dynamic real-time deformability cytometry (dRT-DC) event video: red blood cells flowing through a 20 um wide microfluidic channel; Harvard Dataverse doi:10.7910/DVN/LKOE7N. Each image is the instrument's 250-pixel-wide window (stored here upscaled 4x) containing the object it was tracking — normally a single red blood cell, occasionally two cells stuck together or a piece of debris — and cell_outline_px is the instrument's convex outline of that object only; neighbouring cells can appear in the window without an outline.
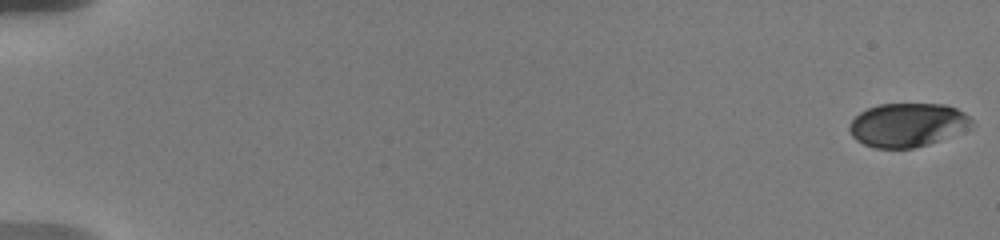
{"species": "human", "species_latin": "Homo sapiens", "temperature_condition": "warm", "stored_images_in_passage": 75, "camera_frame_rate_fps": 3000, "um_per_image_px": 0.085, "donor": {"sex": "male"}, "frame": {"image": 1, "passage_image": 1, "time_ms": 0.0, "image_size_px": [1000, 240], "cell_outline_px": [[972, 124], [928, 144], [912, 148], [876, 148], [864, 144], [856, 140], [852, 136], [848, 128], [848, 124], [860, 112], [868, 108], [880, 104], [944, 104], [956, 108], [964, 112], [972, 120]], "centroid_in_image_um": [77.05, 10.6], "position_along_channel_um": 8.0, "area_um2": 30.52}}
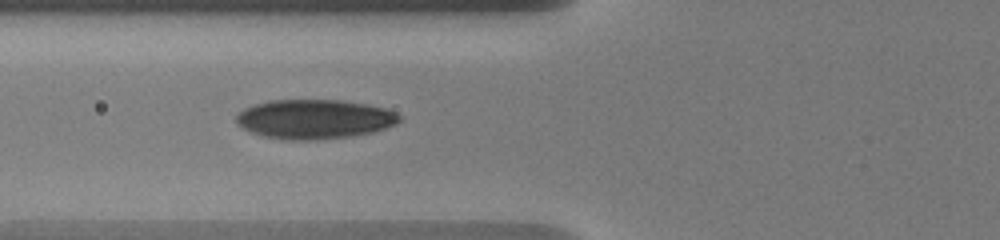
{"frame": {"image": 2, "passage_image": 33, "time_ms": 7.667, "image_size_px": [1000, 240], "cell_outline_px": [[400, 120], [396, 124], [372, 132], [352, 136], [316, 140], [288, 140], [260, 136], [236, 124], [236, 112], [244, 108], [268, 100], [340, 100], [368, 104], [384, 108], [396, 112], [400, 116]], "centroid_in_image_um": [26.69, 10.13], "position_along_channel_um": 99.1, "area_um2": 37.63}}
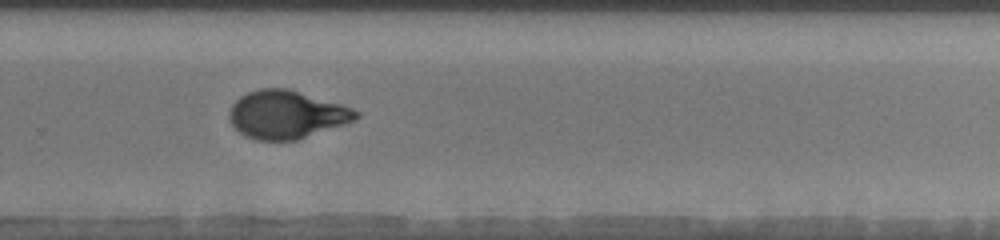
{"frame": {"image": 3, "passage_image": 56, "time_ms": 13.333, "image_size_px": [1000, 240], "cell_outline_px": [[360, 116], [356, 120], [296, 140], [256, 140], [240, 132], [232, 124], [228, 116], [228, 112], [232, 104], [240, 96], [248, 92], [260, 88], [288, 88], [340, 104], [352, 108], [360, 112]], "centroid_in_image_um": [24.35, 9.73], "position_along_channel_um": 305.5, "area_um2": 35.26}, "authors_computed_cell_mechanics": {"area_um2": 34.969, "velocity_mm_per_s": 3.6409, "shape_relaxation_time_tau1_ms": 6.0222, "shape_relaxation_time_tau2_ms": 0.9717, "deformation_change_tau1": 0.2084, "deformation_change_tau2": 0.0531}}